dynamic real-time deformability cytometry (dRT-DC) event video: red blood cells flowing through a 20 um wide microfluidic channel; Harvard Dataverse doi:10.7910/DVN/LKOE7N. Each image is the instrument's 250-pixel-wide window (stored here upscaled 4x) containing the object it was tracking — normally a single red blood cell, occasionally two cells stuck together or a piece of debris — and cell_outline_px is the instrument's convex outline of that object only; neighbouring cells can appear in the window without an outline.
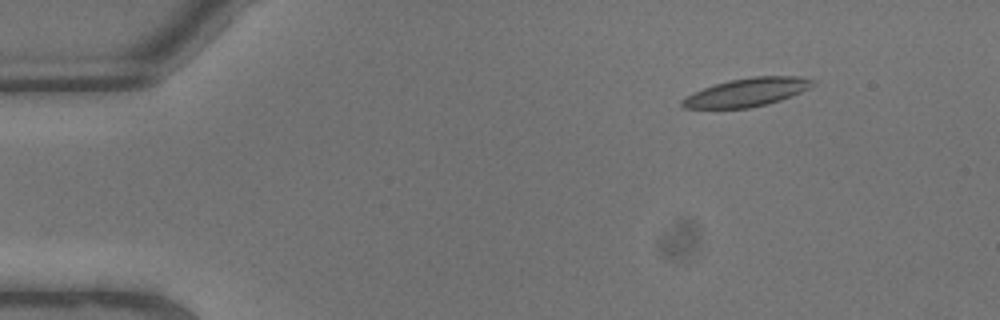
{"species": "common noctule bat (a hibernating species)", "species_latin": "Nyctalus noctula", "temperature_condition": "warm", "stored_images_in_passage": 6, "camera_frame_rate_fps": 3000, "um_per_image_px": 0.085, "animal": {"sex": "male", "body_mass_g": 13.3}, "frame": {"image": 1, "passage_image": 1, "time_ms": 0.0, "image_size_px": [1000, 320], "cell_outline_px": [[816, 84], [792, 96], [768, 104], [748, 108], [684, 108], [680, 104], [680, 100], [704, 88], [728, 80], [752, 76], [800, 76], [816, 80]], "centroid_in_image_um": [63.54, 7.83], "position_along_channel_um": 21.5, "area_um2": 21.5}}
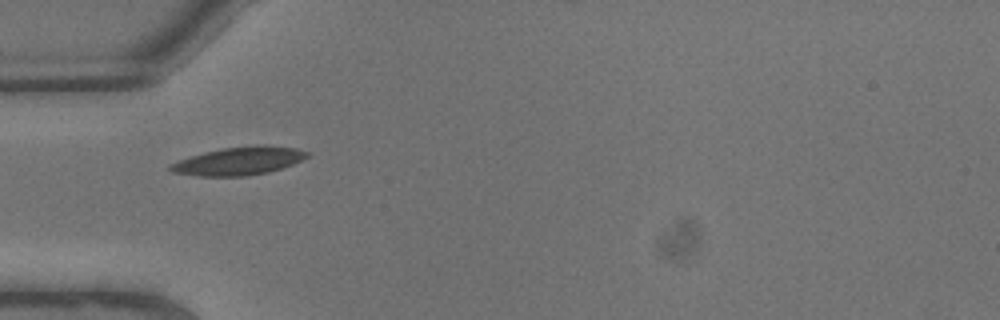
{"frame": {"image": 2, "passage_image": 5, "time_ms": 1.333, "image_size_px": [1000, 320], "cell_outline_px": [[312, 152], [308, 156], [292, 164], [268, 172], [248, 176], [200, 176], [172, 172], [168, 168], [168, 164], [176, 160], [204, 152], [224, 148], [260, 144], [264, 144], [296, 148]], "centroid_in_image_um": [20.29, 13.67], "position_along_channel_um": 64.7, "area_um2": 22.54}}
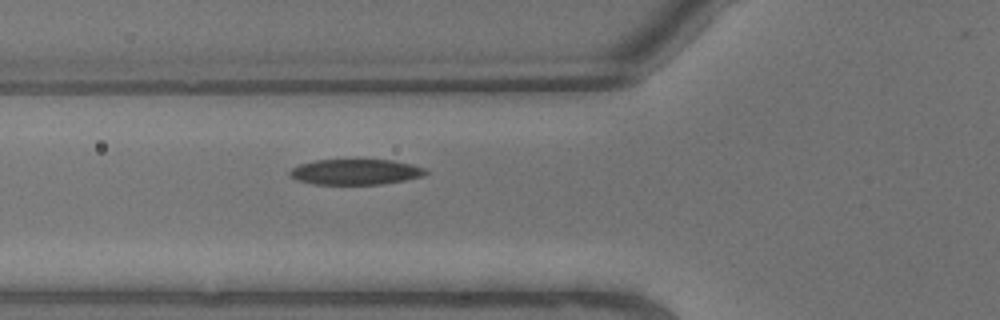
{"frame": {"image": 3, "passage_image": 6, "time_ms": 1.667, "image_size_px": [1000, 320], "cell_outline_px": [[428, 172], [424, 176], [404, 180], [380, 184], [312, 184], [296, 180], [288, 176], [288, 172], [292, 168], [300, 164], [316, 160], [392, 160], [412, 164], [424, 168]], "centroid_in_image_um": [30.19, 14.61], "position_along_channel_um": 95.6, "area_um2": 20.23}}